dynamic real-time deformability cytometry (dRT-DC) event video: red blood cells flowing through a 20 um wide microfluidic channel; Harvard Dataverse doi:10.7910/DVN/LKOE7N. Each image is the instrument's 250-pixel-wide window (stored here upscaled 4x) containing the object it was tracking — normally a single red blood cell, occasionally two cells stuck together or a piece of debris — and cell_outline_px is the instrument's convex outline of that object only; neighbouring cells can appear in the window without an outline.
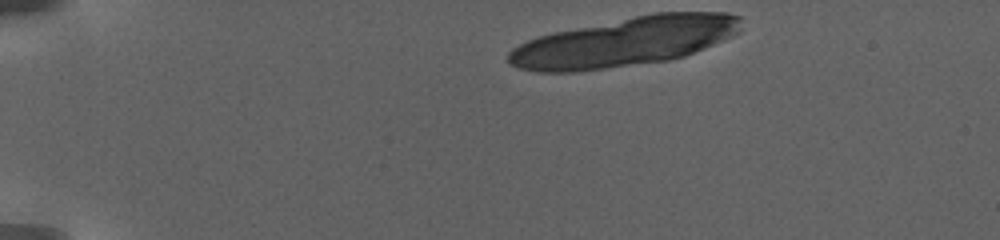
{"species": "human", "species_latin": "Homo sapiens", "temperature_condition": "warm", "stored_images_in_passage": 7, "camera_frame_rate_fps": 3000, "um_per_image_px": 0.085, "donor": {"sex": "female"}, "frame": {"image": 1, "passage_image": 1, "time_ms": 0.0, "image_size_px": [1000, 240], "cell_outline_px": [[740, 32], [724, 40], [684, 56], [668, 60], [576, 72], [536, 72], [520, 68], [508, 64], [508, 52], [512, 48], [528, 40], [540, 36], [556, 32], [656, 12], [728, 12], [740, 16]], "centroid_in_image_um": [53.12, 3.56], "position_along_channel_um": 31.9, "area_um2": 66.12}}